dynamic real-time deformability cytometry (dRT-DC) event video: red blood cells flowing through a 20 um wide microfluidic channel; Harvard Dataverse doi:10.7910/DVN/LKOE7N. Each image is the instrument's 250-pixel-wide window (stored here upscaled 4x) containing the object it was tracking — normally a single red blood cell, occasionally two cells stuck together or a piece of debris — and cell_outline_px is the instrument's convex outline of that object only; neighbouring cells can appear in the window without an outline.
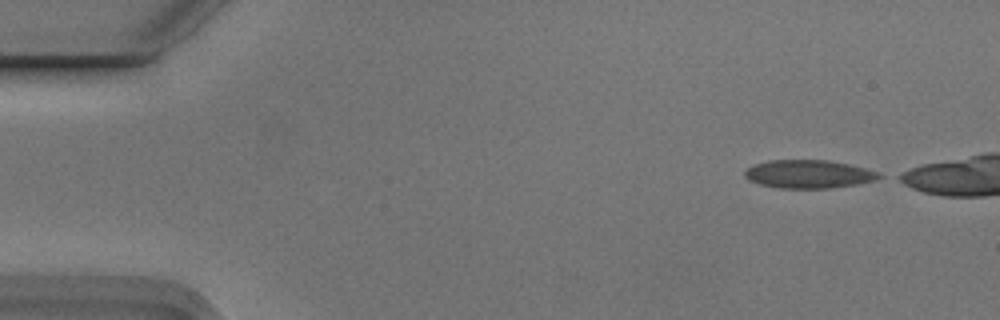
{"species": "Egyptian fruit bat (a non-hibernating species)", "species_latin": "Rousettus aegyptiacus", "temperature_condition": "cold", "stored_images_in_passage": 5, "camera_frame_rate_fps": 3000, "um_per_image_px": 0.085, "animal": {"sex": "male"}, "frame": {"image": 1, "passage_image": 1, "time_ms": 0.0, "image_size_px": [1000, 320], "cell_outline_px": [[884, 176], [876, 180], [856, 184], [832, 188], [780, 188], [760, 184], [748, 180], [744, 176], [744, 172], [748, 168], [756, 164], [768, 160], [828, 160], [848, 164], [880, 172]], "centroid_in_image_um": [68.75, 14.8], "position_along_channel_um": 16.2, "area_um2": 22.08}}